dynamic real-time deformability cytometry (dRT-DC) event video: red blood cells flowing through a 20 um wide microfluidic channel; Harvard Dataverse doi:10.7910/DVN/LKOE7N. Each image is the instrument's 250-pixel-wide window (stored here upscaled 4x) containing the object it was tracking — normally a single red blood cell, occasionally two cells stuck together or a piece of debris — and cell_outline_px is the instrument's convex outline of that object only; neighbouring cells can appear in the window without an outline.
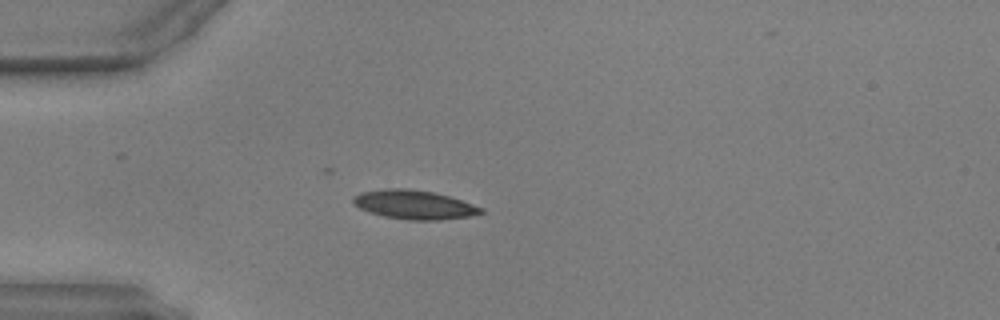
{"species": "common noctule bat (a hibernating species)", "species_latin": "Nyctalus noctula", "temperature_condition": "warm", "stored_images_in_passage": 38, "camera_frame_rate_fps": 3000, "um_per_image_px": 0.085, "animal": {"sex": "male", "body_mass_g": 17.9, "forearm_length_mm": 54.2}, "frame": {"image": 1, "passage_image": 1, "time_ms": 0.0, "image_size_px": [1000, 320], "cell_outline_px": [[484, 212], [472, 216], [440, 220], [408, 220], [384, 216], [360, 208], [352, 204], [352, 196], [360, 192], [384, 188], [408, 188], [432, 192], [448, 196], [484, 208]], "centroid_in_image_um": [35.18, 17.39], "position_along_channel_um": 49.8, "area_um2": 21.62}}
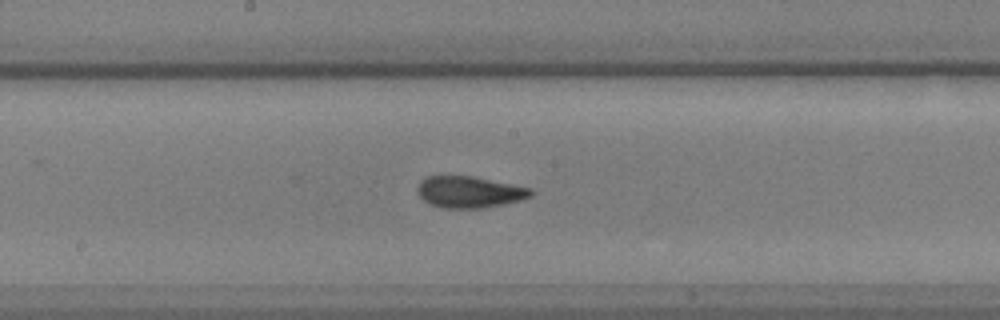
{"frame": {"image": 2, "passage_image": 14, "time_ms": 4.333, "image_size_px": [1000, 320], "cell_outline_px": [[532, 196], [520, 200], [484, 208], [440, 208], [424, 200], [416, 192], [416, 188], [420, 180], [424, 176], [472, 176], [532, 188]], "centroid_in_image_um": [39.86, 16.31], "position_along_channel_um": 208.3, "area_um2": 20.87}}
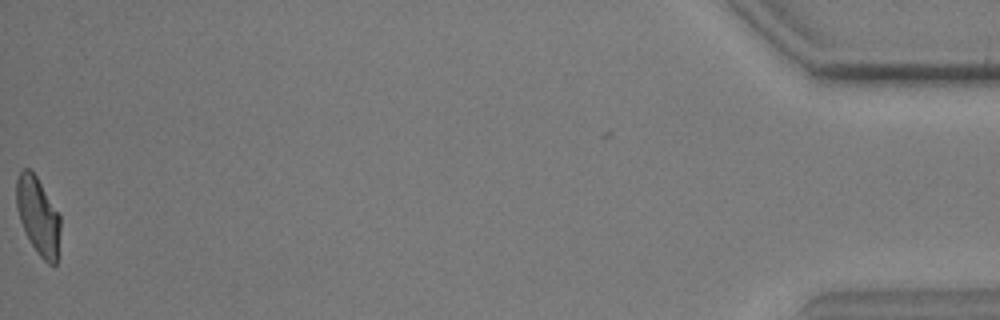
{"frame": {"image": 3, "passage_image": 38, "time_ms": 12.333, "image_size_px": [1000, 320], "cell_outline_px": [[60, 232], [56, 264], [48, 264], [36, 252], [20, 220], [16, 208], [16, 180], [20, 172], [24, 168], [28, 168], [36, 176], [60, 216]], "centroid_in_image_um": [3.23, 18.35], "position_along_channel_um": 432.0, "area_um2": 19.48}, "authors_computed_cell_mechanics": {"area_um2": 20.4612, "velocity_mm_per_s": 3.9711, "shape_relaxation_time_tau1_ms": 5.134, "shape_relaxation_time_tau2_ms": 1.4729, "deformation_change_tau1": 0.1638, "deformation_change_tau2": 0.0756}}